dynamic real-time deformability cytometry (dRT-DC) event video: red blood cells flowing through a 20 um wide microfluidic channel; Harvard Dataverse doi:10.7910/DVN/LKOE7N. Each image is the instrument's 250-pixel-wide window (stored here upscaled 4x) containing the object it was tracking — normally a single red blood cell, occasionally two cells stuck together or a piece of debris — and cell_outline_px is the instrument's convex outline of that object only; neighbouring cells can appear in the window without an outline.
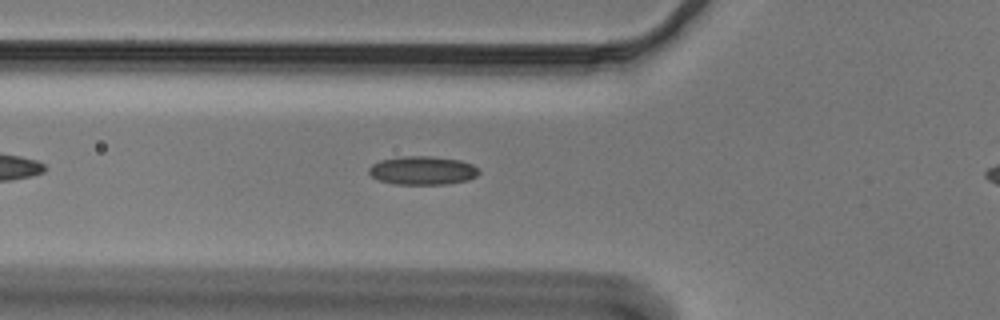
{"species": "Egyptian fruit bat (a non-hibernating species)", "species_latin": "Rousettus aegyptiacus", "temperature_condition": "cold", "stored_images_in_passage": 38, "camera_frame_rate_fps": 3000, "um_per_image_px": 0.085, "animal": {"sex": "male"}, "frame": {"image": 1, "passage_image": 8, "time_ms": 2.333, "image_size_px": [1000, 320], "cell_outline_px": [[480, 172], [476, 176], [468, 180], [448, 184], [396, 184], [380, 180], [372, 176], [368, 172], [368, 168], [372, 164], [380, 160], [400, 156], [432, 156], [460, 160], [472, 164], [480, 168]], "centroid_in_image_um": [35.94, 14.48], "position_along_channel_um": 89.9, "area_um2": 18.44}}
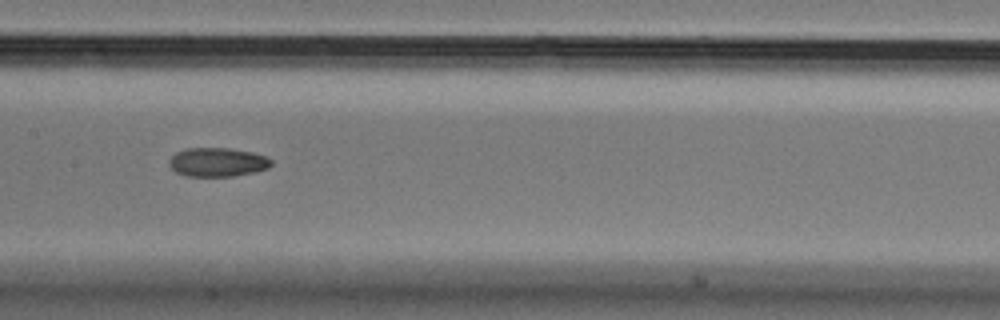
{"frame": {"image": 2, "passage_image": 16, "time_ms": 5.0, "image_size_px": [1000, 320], "cell_outline_px": [[272, 164], [268, 168], [256, 172], [232, 176], [184, 176], [176, 172], [168, 164], [168, 160], [176, 152], [184, 148], [228, 148], [252, 152], [264, 156], [272, 160]], "centroid_in_image_um": [18.46, 13.78], "position_along_channel_um": 188.9, "area_um2": 17.28}}
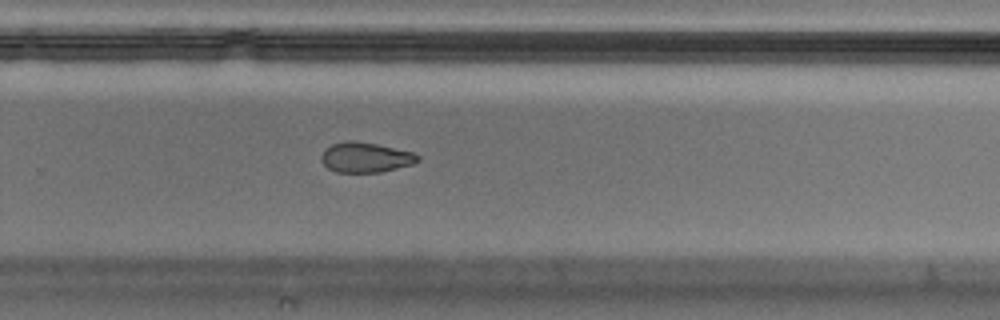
{"frame": {"image": 3, "passage_image": 25, "time_ms": 8.0, "image_size_px": [1000, 320], "cell_outline_px": [[420, 160], [412, 164], [380, 172], [336, 172], [328, 168], [320, 160], [320, 156], [324, 148], [332, 144], [348, 140], [352, 140], [376, 144], [412, 152], [420, 156]], "centroid_in_image_um": [31.03, 13.37], "position_along_channel_um": 298.8, "area_um2": 16.88}, "authors_computed_cell_mechanics": {"area_um2": 17.4845, "velocity_mm_per_s": 3.6808, "shape_relaxation_time_tau1_ms": 6.9913, "shape_relaxation_time_tau2_ms": null, "deformation_change_tau1": 0.1408, "deformation_change_tau2": null}}